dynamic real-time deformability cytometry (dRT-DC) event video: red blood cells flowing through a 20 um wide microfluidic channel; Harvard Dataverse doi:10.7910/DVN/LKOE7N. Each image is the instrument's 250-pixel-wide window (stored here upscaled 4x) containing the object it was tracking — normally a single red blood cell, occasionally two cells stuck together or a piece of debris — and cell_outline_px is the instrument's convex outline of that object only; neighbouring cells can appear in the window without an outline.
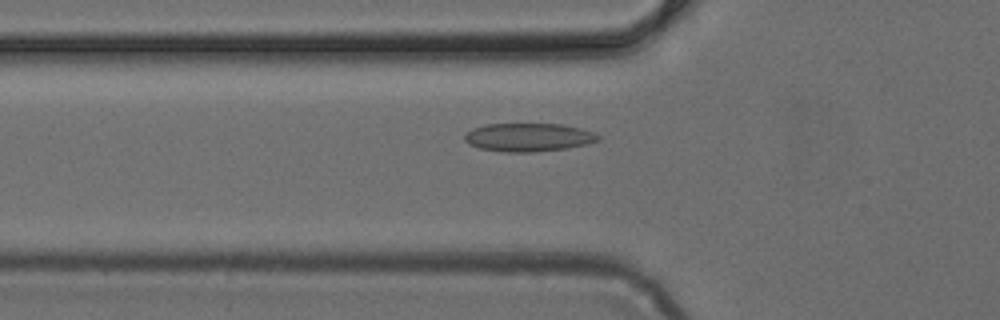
{"species": "common noctule bat (a hibernating species)", "species_latin": "Nyctalus noctula", "temperature_condition": "cold", "stored_images_in_passage": 23, "camera_frame_rate_fps": 3000, "um_per_image_px": 0.085, "animal": {"sex": "female", "body_mass_g": 24.6, "forearm_length_mm": 56.2}, "frame": {"image": 1, "passage_image": 2, "time_ms": 0.333, "image_size_px": [1000, 320], "cell_outline_px": [[600, 140], [588, 144], [564, 148], [532, 152], [504, 152], [480, 148], [468, 144], [464, 140], [464, 132], [472, 128], [484, 124], [560, 124], [580, 128], [596, 132], [600, 136]], "centroid_in_image_um": [44.9, 11.66], "position_along_channel_um": 80.9, "area_um2": 22.2}}
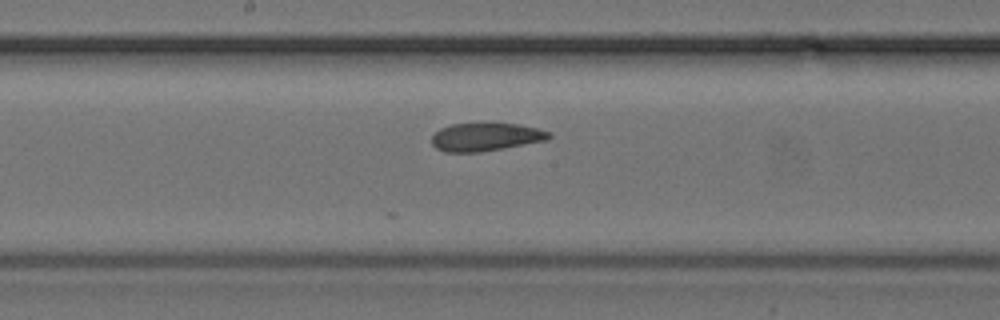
{"frame": {"image": 2, "passage_image": 11, "time_ms": 3.333, "image_size_px": [1000, 320], "cell_outline_px": [[552, 136], [548, 140], [504, 148], [480, 152], [444, 152], [436, 148], [432, 144], [432, 136], [440, 128], [452, 124], [520, 124], [552, 132]], "centroid_in_image_um": [41.31, 11.65], "position_along_channel_um": 206.9, "area_um2": 19.13}}
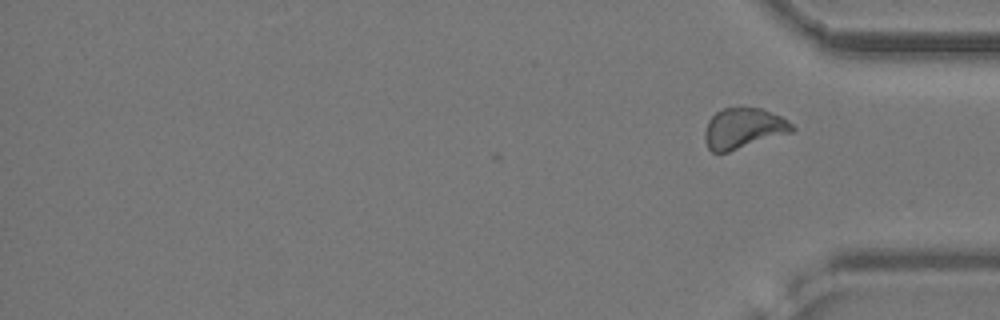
{"frame": {"image": 3, "passage_image": 23, "time_ms": 7.333, "image_size_px": [1000, 320], "cell_outline_px": [[796, 128], [792, 132], [728, 152], [712, 152], [708, 148], [704, 140], [704, 132], [708, 120], [716, 112], [724, 108], [760, 108], [780, 116], [788, 120]], "centroid_in_image_um": [63.17, 10.92], "position_along_channel_um": 372.0, "area_um2": 20.52}}